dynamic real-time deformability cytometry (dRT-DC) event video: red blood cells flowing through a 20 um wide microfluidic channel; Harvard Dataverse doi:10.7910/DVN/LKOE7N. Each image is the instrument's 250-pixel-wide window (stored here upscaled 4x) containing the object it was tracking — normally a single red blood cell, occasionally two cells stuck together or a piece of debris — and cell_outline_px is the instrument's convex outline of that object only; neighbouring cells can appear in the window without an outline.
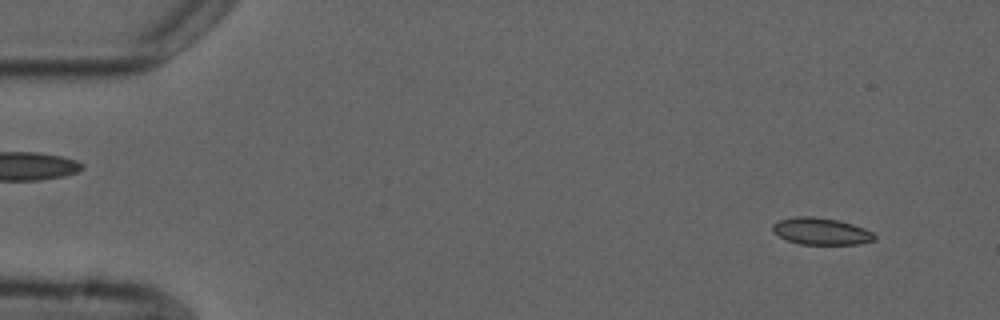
{"species": "common noctule bat (a hibernating species)", "species_latin": "Nyctalus noctula", "temperature_condition": "cold", "stored_images_in_passage": 4, "camera_frame_rate_fps": 3000, "um_per_image_px": 0.085, "animal": {"sex": "male", "forearm_length_mm": 52.5}, "frame": {"image": 1, "passage_image": 1, "time_ms": 0.0, "image_size_px": [1000, 320], "cell_outline_px": [[876, 240], [860, 244], [800, 244], [788, 240], [772, 232], [772, 224], [780, 220], [796, 216], [812, 216], [836, 220], [852, 224], [864, 228], [872, 232], [876, 236]], "centroid_in_image_um": [69.8, 19.66], "position_along_channel_um": 15.2, "area_um2": 15.9}}
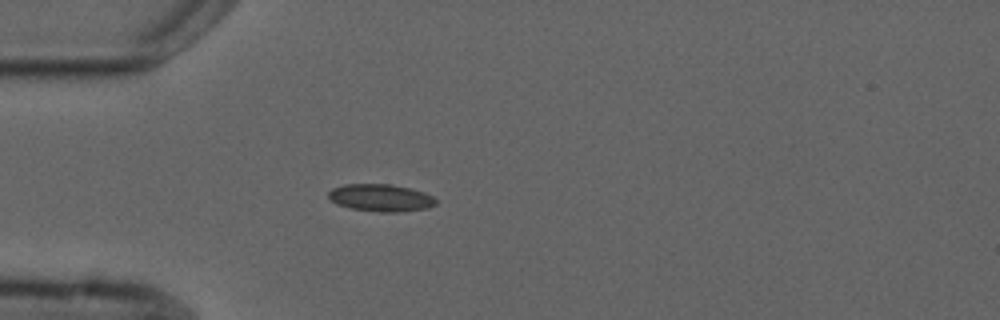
{"frame": {"image": 2, "passage_image": 4, "time_ms": 3.667, "image_size_px": [1000, 320], "cell_outline_px": [[436, 204], [428, 208], [396, 212], [380, 212], [352, 208], [336, 204], [328, 196], [328, 192], [332, 188], [344, 184], [392, 184], [424, 192], [432, 196], [436, 200]], "centroid_in_image_um": [32.35, 16.8], "position_along_channel_um": 52.6, "area_um2": 16.99}}